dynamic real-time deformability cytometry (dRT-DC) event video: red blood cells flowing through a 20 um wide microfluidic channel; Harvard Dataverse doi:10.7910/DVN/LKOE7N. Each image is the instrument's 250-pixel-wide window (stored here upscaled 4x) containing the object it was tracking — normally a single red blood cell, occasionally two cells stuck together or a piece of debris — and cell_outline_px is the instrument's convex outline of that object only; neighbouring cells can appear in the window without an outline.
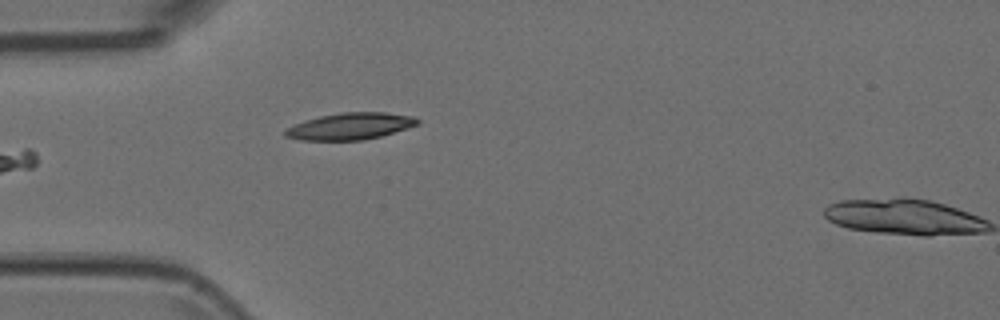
{"species": "Egyptian fruit bat (a non-hibernating species)", "species_latin": "Rousettus aegyptiacus", "temperature_condition": "room temperature", "stored_images_in_passage": 6, "camera_frame_rate_fps": 3000, "um_per_image_px": 0.085, "animal": {"sex": "female"}, "frame": {"image": 1, "passage_image": 5, "time_ms": 1.333, "image_size_px": [1000, 320], "cell_outline_px": [[420, 120], [416, 124], [380, 136], [364, 140], [300, 140], [284, 136], [284, 132], [288, 128], [304, 120], [320, 116], [340, 112], [384, 112], [412, 116]], "centroid_in_image_um": [29.72, 10.72], "position_along_channel_um": 55.3, "area_um2": 20.29}}